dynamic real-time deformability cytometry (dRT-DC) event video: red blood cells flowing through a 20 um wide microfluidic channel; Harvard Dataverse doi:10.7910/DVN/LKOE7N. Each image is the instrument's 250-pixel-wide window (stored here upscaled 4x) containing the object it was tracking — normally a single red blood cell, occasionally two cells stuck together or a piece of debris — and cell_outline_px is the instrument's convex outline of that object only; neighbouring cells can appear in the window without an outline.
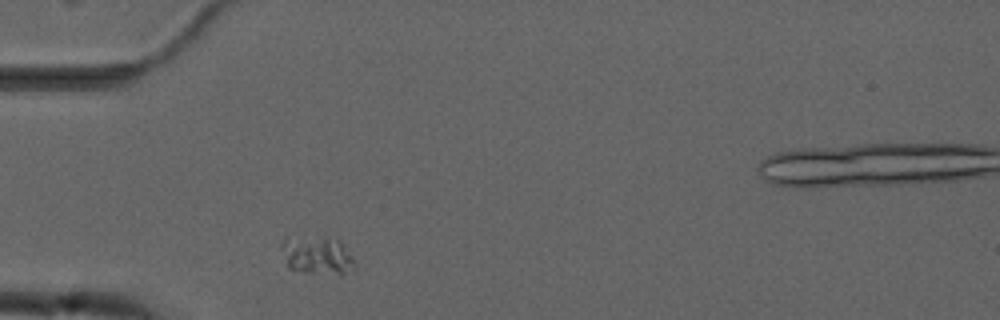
{"species": "common noctule bat (a hibernating species)", "species_latin": "Nyctalus noctula", "temperature_condition": "cold", "stored_images_in_passage": 2, "camera_frame_rate_fps": 3000, "um_per_image_px": 0.085, "animal": {"sex": "male", "forearm_length_mm": 52.5}, "frame": {"image": 1, "passage_image": 1, "time_ms": 0.0, "image_size_px": [1000, 320], "cell_outline_px": [[356, 264], [344, 272], [304, 272], [288, 268], [280, 248], [280, 244], [284, 240], [324, 236], [328, 236], [340, 240], [352, 256]], "centroid_in_image_um": [26.93, 21.66], "position_along_channel_um": 58.1, "area_um2": 15.72}}